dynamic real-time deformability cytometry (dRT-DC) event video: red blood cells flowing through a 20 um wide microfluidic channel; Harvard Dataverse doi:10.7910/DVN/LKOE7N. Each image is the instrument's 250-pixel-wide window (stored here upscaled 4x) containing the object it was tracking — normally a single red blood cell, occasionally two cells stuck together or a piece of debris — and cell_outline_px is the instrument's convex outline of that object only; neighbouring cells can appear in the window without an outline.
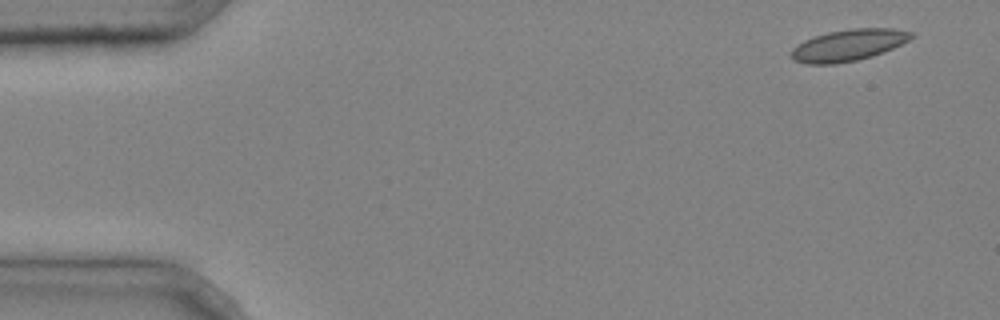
{"species": "common noctule bat (a hibernating species)", "species_latin": "Nyctalus noctula", "temperature_condition": "cold", "stored_images_in_passage": 3, "segment_of_instrument_passage": [2, 2], "camera_frame_rate_fps": 3000, "um_per_image_px": 0.085, "animal": {"sex": "male", "body_mass_g": 20.4}, "frame": {"image": 1, "passage_image": 3, "time_ms": 0.667, "image_size_px": [1000, 320], "cell_outline_px": [[916, 36], [884, 52], [872, 56], [856, 60], [836, 64], [804, 64], [792, 60], [792, 48], [804, 40], [828, 32], [852, 28], [892, 28], [912, 32]], "centroid_in_image_um": [72.11, 3.84], "position_along_channel_um": 12.9, "area_um2": 22.02}}